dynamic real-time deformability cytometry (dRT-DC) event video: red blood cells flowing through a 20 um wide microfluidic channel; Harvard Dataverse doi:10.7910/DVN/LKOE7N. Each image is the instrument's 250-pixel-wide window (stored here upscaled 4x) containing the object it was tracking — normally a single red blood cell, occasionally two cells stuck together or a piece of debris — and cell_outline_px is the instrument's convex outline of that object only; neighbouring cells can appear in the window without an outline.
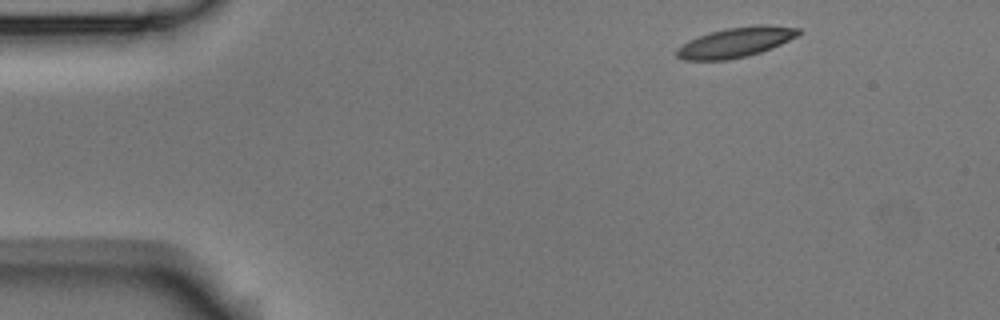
{"species": "Egyptian fruit bat (a non-hibernating species)", "species_latin": "Rousettus aegyptiacus", "temperature_condition": "room temperature", "stored_images_in_passage": 5, "camera_frame_rate_fps": 3000, "um_per_image_px": 0.085, "animal": {"sex": "male"}, "frame": {"image": 1, "passage_image": 1, "time_ms": 0.0, "image_size_px": [1000, 320], "cell_outline_px": [[804, 32], [800, 36], [772, 48], [748, 56], [728, 60], [684, 60], [676, 56], [676, 48], [688, 40], [712, 32], [728, 28], [756, 24], [768, 24], [800, 28]], "centroid_in_image_um": [62.61, 3.59], "position_along_channel_um": 22.4, "area_um2": 21.56}}
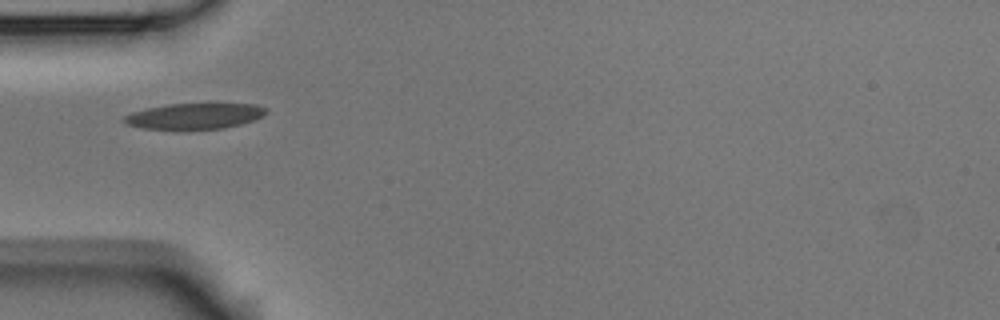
{"frame": {"image": 2, "passage_image": 4, "time_ms": 1.0, "image_size_px": [1000, 320], "cell_outline_px": [[268, 112], [264, 116], [240, 124], [224, 128], [144, 128], [128, 124], [120, 120], [124, 116], [132, 112], [148, 108], [168, 104], [216, 100], [256, 104], [268, 108]], "centroid_in_image_um": [16.67, 9.78], "position_along_channel_um": 68.3, "area_um2": 22.2}}
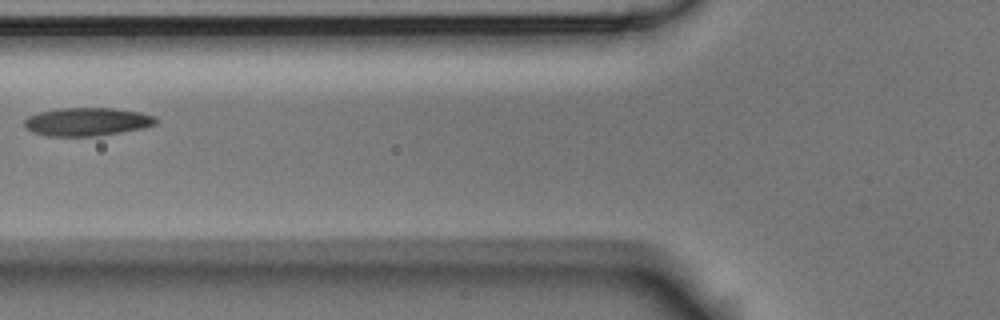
{"frame": {"image": 3, "passage_image": 5, "time_ms": 1.333, "image_size_px": [1000, 320], "cell_outline_px": [[156, 124], [144, 128], [100, 136], [44, 136], [32, 132], [24, 128], [24, 120], [28, 116], [40, 112], [60, 108], [112, 108], [140, 112], [156, 116]], "centroid_in_image_um": [7.38, 10.36], "position_along_channel_um": 118.4, "area_um2": 21.85}}